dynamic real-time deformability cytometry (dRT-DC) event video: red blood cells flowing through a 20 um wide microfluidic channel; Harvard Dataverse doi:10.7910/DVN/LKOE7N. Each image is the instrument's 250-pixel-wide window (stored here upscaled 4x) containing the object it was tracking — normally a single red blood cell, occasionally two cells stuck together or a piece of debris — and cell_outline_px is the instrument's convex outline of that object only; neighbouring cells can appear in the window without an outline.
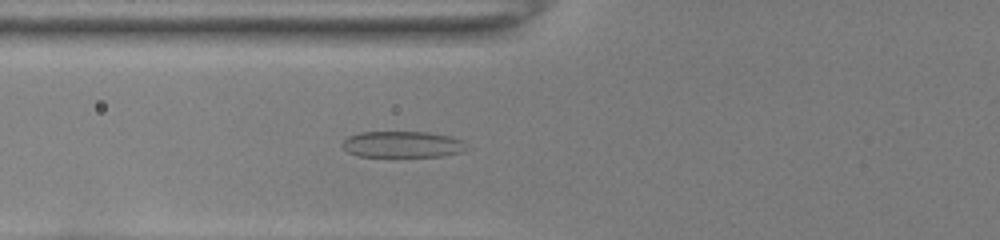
{"species": "common noctule bat (a hibernating species)", "species_latin": "Nyctalus noctula", "temperature_condition": "room temperature", "stored_images_in_passage": 44, "camera_frame_rate_fps": 3000, "um_per_image_px": 0.085, "animal": {"sex": "female", "body_mass_g": 22.0, "forearm_length_mm": 56.7}, "frame": {"image": 1, "passage_image": 14, "time_ms": 4.333, "image_size_px": [1000, 240], "cell_outline_px": [[468, 148], [464, 152], [440, 156], [360, 156], [348, 152], [340, 144], [348, 136], [360, 132], [428, 132], [448, 136], [464, 140]], "centroid_in_image_um": [34.23, 12.27], "position_along_channel_um": 91.6, "area_um2": 19.07}}
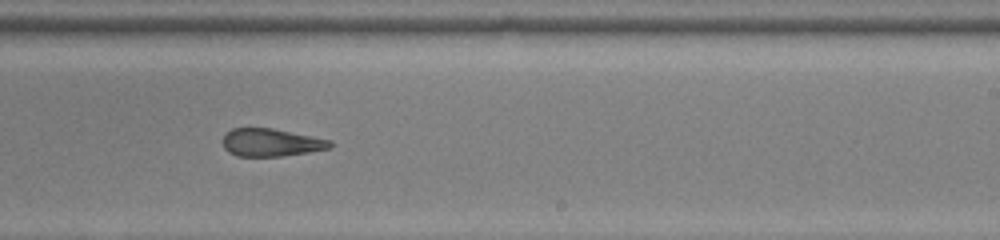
{"frame": {"image": 2, "passage_image": 27, "time_ms": 8.667, "image_size_px": [1000, 240], "cell_outline_px": [[332, 148], [308, 152], [280, 156], [236, 156], [228, 152], [224, 148], [224, 132], [232, 128], [272, 128], [332, 140]], "centroid_in_image_um": [23.04, 12.11], "position_along_channel_um": 266.0, "area_um2": 17.4}}
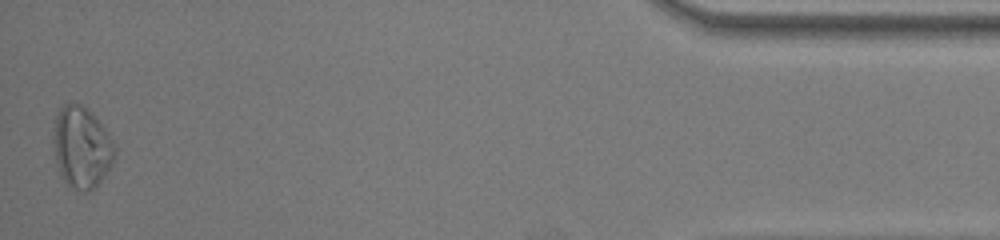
{"frame": {"image": 3, "passage_image": 44, "time_ms": 14.333, "image_size_px": [1000, 240], "cell_outline_px": [[116, 152], [112, 164], [96, 188], [84, 192], [68, 184], [60, 176], [56, 164], [56, 116], [60, 108], [64, 104], [72, 100], [80, 104], [108, 132], [116, 144]], "centroid_in_image_um": [6.98, 12.55], "position_along_channel_um": 428.2, "area_um2": 28.5}, "authors_computed_cell_mechanics": {"area_um2": 19.5653, "velocity_mm_per_s": 4.034, "shape_relaxation_time_tau1_ms": null, "shape_relaxation_time_tau2_ms": 2.3715, "deformation_change_tau1": null, "deformation_change_tau2": 0.1196}}